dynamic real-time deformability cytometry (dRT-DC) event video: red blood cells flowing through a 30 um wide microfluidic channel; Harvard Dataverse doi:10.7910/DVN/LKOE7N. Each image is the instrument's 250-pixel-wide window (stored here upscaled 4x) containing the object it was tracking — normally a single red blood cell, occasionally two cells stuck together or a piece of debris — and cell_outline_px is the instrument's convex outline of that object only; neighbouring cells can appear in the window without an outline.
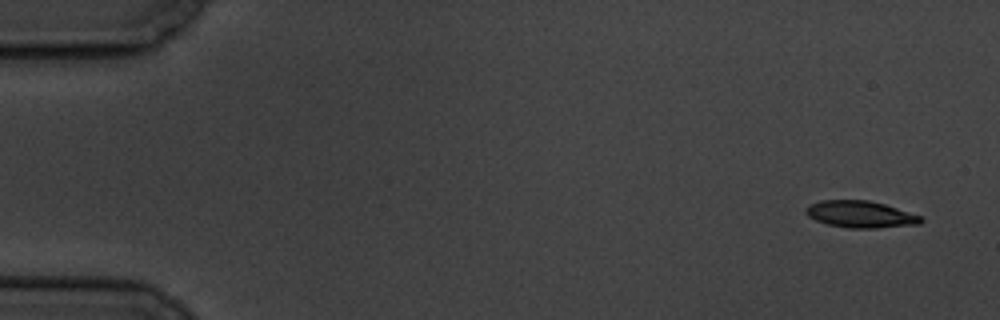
{"species": "common noctule bat (a hibernating species)", "species_latin": "Nyctalus noctula", "temperature_condition": "cold", "stored_images_in_passage": 5, "camera_frame_rate_fps": 3000, "um_per_image_px": 0.085, "animal": {"sex": "male", "body_mass_g": 19.5, "forearm_length_mm": 54.6}, "frame": {"image": 1, "passage_image": 1, "time_ms": 0.0, "image_size_px": [1000, 320], "cell_outline_px": [[924, 220], [920, 224], [876, 228], [848, 228], [828, 224], [816, 220], [808, 216], [804, 212], [804, 208], [808, 204], [820, 200], [868, 200], [884, 204], [920, 216]], "centroid_in_image_um": [73.09, 18.21], "position_along_channel_um": 11.9, "area_um2": 17.98}}
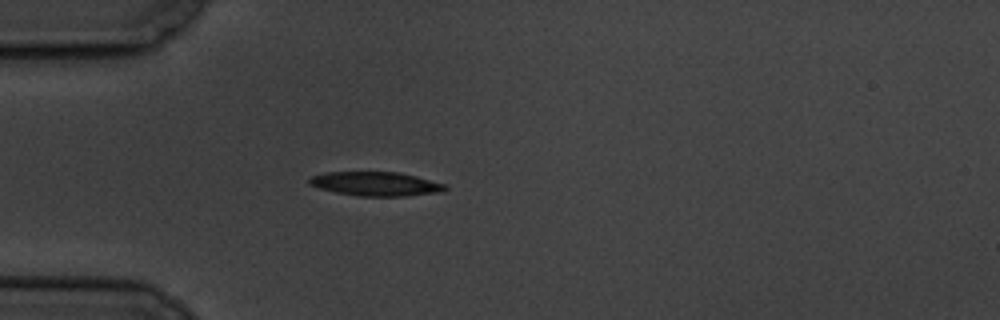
{"frame": {"image": 2, "passage_image": 4, "time_ms": 4.667, "image_size_px": [1000, 320], "cell_outline_px": [[448, 188], [444, 192], [404, 196], [356, 196], [336, 192], [320, 188], [308, 184], [308, 180], [312, 176], [324, 172], [400, 172], [416, 176], [444, 184]], "centroid_in_image_um": [31.95, 15.63], "position_along_channel_um": 53.1, "area_um2": 19.07}}